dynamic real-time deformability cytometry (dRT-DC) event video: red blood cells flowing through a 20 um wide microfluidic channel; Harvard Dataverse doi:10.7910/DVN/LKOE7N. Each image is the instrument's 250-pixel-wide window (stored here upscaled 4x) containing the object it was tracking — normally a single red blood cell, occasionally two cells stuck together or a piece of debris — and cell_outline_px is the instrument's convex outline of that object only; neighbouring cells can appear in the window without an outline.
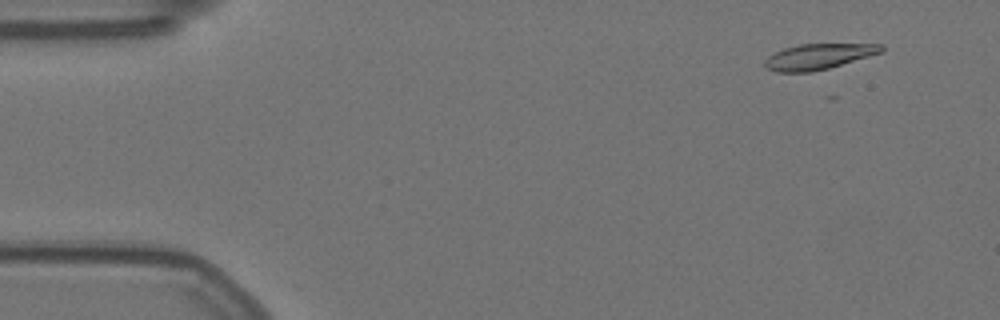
{"species": "Egyptian fruit bat (a non-hibernating species)", "species_latin": "Rousettus aegyptiacus", "temperature_condition": "warm", "stored_images_in_passage": 55, "camera_frame_rate_fps": 3000, "um_per_image_px": 0.085, "animal": {"sex": "female"}, "frame": {"image": 1, "passage_image": 3, "time_ms": 0.667, "image_size_px": [1000, 320], "cell_outline_px": [[884, 52], [828, 68], [812, 72], [776, 72], [764, 68], [764, 60], [768, 56], [784, 48], [800, 44], [884, 44]], "centroid_in_image_um": [69.56, 4.81], "position_along_channel_um": 15.4, "area_um2": 17.46}}
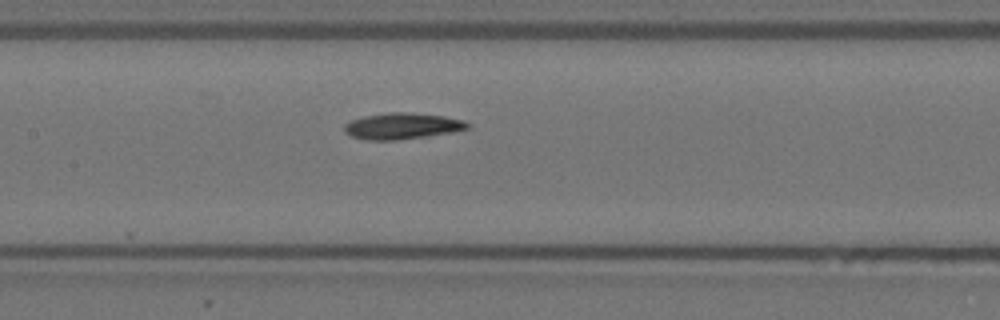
{"frame": {"image": 2, "passage_image": 25, "time_ms": 8.0, "image_size_px": [1000, 320], "cell_outline_px": [[472, 124], [468, 128], [452, 132], [396, 140], [368, 140], [352, 136], [344, 132], [344, 124], [352, 120], [364, 116], [384, 112], [412, 112], [444, 116], [464, 120]], "centroid_in_image_um": [34.19, 10.7], "position_along_channel_um": 173.2, "area_um2": 18.84}}
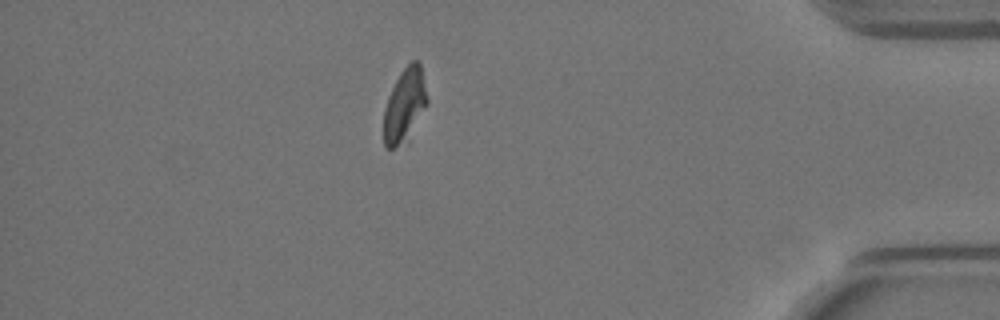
{"frame": {"image": 3, "passage_image": 48, "time_ms": 15.667, "image_size_px": [1000, 320], "cell_outline_px": [[428, 104], [400, 140], [392, 148], [384, 148], [384, 108], [388, 96], [400, 72], [412, 60], [416, 60], [420, 64], [428, 100]], "centroid_in_image_um": [34.36, 8.8], "position_along_channel_um": 400.8, "area_um2": 17.34}}